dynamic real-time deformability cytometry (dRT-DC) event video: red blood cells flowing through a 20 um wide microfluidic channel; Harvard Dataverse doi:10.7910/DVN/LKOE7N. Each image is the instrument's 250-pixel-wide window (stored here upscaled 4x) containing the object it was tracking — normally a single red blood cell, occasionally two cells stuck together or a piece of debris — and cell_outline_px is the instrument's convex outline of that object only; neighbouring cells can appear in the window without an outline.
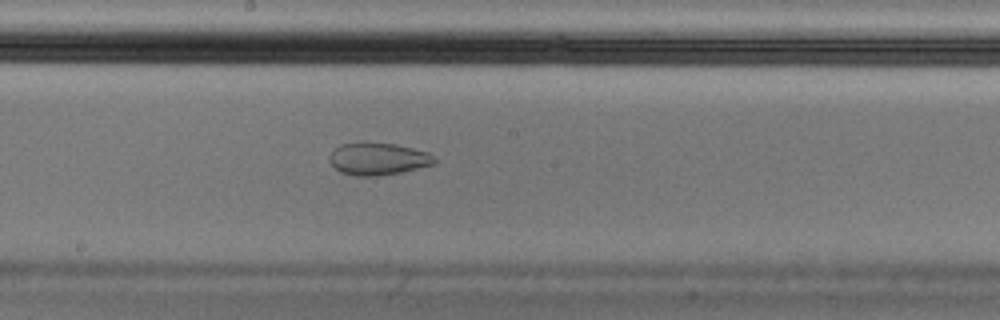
{"species": "Egyptian fruit bat (a non-hibernating species)", "species_latin": "Rousettus aegyptiacus", "temperature_condition": "cold", "stored_images_in_passage": 45, "camera_frame_rate_fps": 3000, "um_per_image_px": 0.085, "animal": {"sex": "male"}, "frame": {"image": 1, "passage_image": 20, "time_ms": 6.333, "image_size_px": [1000, 320], "cell_outline_px": [[436, 164], [400, 172], [376, 176], [356, 176], [340, 172], [328, 160], [332, 152], [340, 144], [364, 140], [396, 144], [428, 152], [436, 160]], "centroid_in_image_um": [32.11, 13.47], "position_along_channel_um": 216.1, "area_um2": 20.06}, "authors_computed_cell_mechanics": {"area_um2": 22.6576, "velocity_mm_per_s": 3.6132, "shape_relaxation_time_tau1_ms": null, "shape_relaxation_time_tau2_ms": 2.0141, "deformation_change_tau1": null, "deformation_change_tau2": 0.0646}}